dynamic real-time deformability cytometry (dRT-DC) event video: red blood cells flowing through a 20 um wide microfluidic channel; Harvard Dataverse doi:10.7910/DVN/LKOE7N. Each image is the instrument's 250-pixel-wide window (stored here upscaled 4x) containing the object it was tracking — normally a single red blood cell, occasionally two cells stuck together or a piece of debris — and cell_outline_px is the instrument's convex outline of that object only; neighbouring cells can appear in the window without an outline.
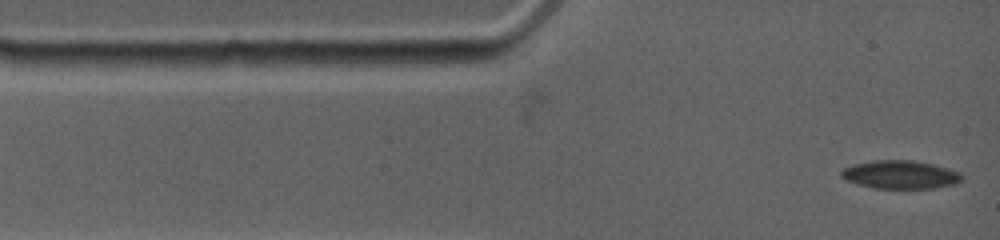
{"species": "common noctule bat (a hibernating species)", "species_latin": "Nyctalus noctula", "temperature_condition": "warm", "stored_images_in_passage": 70, "segment_of_instrument_passage": [1, 2], "camera_frame_rate_fps": 4500, "um_per_image_px": 0.085, "animal": {"sex": "female", "body_mass_g": 19.0, "forearm_length_mm": 53.3}, "frame": {"image": 1, "passage_image": 1, "time_ms": 0.0, "image_size_px": [1000, 240], "cell_outline_px": [[964, 176], [956, 184], [936, 188], [872, 188], [848, 180], [840, 176], [840, 172], [844, 168], [856, 164], [872, 160], [912, 160], [932, 164], [960, 172]], "centroid_in_image_um": [76.55, 14.84], "position_along_channel_um": 8.4, "area_um2": 19.71}}
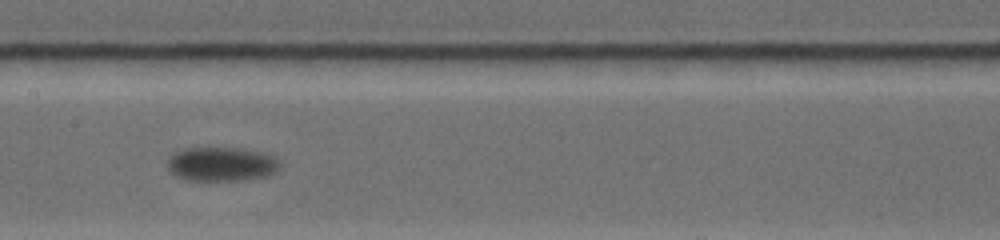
{"frame": {"image": 2, "passage_image": 30, "time_ms": 6.222, "image_size_px": [1000, 240], "cell_outline_px": [[280, 168], [276, 172], [268, 176], [244, 180], [188, 180], [176, 176], [168, 168], [168, 160], [176, 152], [184, 148], [236, 148], [260, 152], [272, 156], [280, 164]], "centroid_in_image_um": [18.84, 13.96], "position_along_channel_um": 188.6, "area_um2": 22.14}}
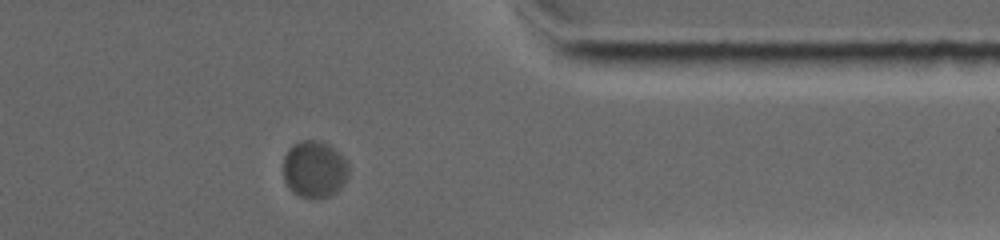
{"frame": {"image": 3, "passage_image": 47, "time_ms": 12.222, "image_size_px": [1000, 240], "cell_outline_px": [[348, 176], [344, 184], [336, 192], [328, 196], [300, 196], [284, 180], [284, 156], [288, 148], [292, 144], [300, 140], [320, 140], [328, 144], [348, 160]], "centroid_in_image_um": [26.75, 14.32], "position_along_channel_um": 384.7, "area_um2": 21.44}}